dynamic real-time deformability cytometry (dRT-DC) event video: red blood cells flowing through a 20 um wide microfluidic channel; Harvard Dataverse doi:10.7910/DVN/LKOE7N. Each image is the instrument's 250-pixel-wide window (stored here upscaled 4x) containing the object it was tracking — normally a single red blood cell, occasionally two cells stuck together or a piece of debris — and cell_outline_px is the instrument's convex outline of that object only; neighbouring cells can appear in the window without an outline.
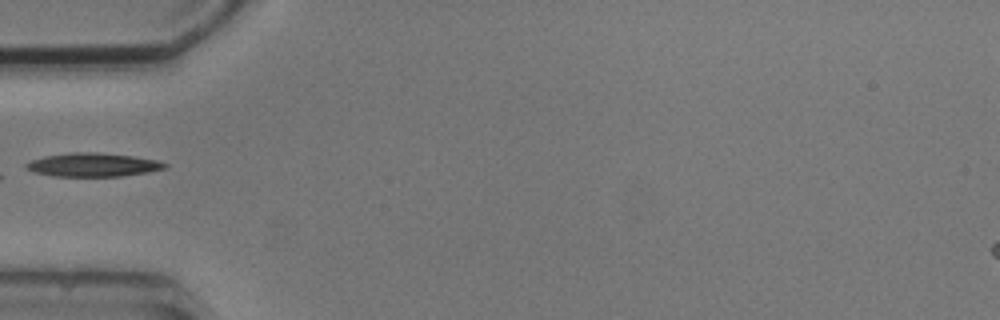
{"species": "common noctule bat (a hibernating species)", "species_latin": "Nyctalus noctula", "temperature_condition": "cold", "stored_images_in_passage": 3, "camera_frame_rate_fps": 3000, "um_per_image_px": 0.085, "animal": {"sex": "male", "body_mass_g": 20.5, "forearm_length_mm": 52.5}, "frame": {"image": 1, "passage_image": 2, "time_ms": 1.333, "image_size_px": [1000, 320], "cell_outline_px": [[168, 168], [148, 172], [120, 176], [52, 176], [36, 172], [24, 168], [24, 164], [28, 160], [44, 156], [68, 152], [96, 152], [132, 156], [160, 160], [168, 164]], "centroid_in_image_um": [7.89, 14.0], "position_along_channel_um": 77.1, "area_um2": 19.31}}